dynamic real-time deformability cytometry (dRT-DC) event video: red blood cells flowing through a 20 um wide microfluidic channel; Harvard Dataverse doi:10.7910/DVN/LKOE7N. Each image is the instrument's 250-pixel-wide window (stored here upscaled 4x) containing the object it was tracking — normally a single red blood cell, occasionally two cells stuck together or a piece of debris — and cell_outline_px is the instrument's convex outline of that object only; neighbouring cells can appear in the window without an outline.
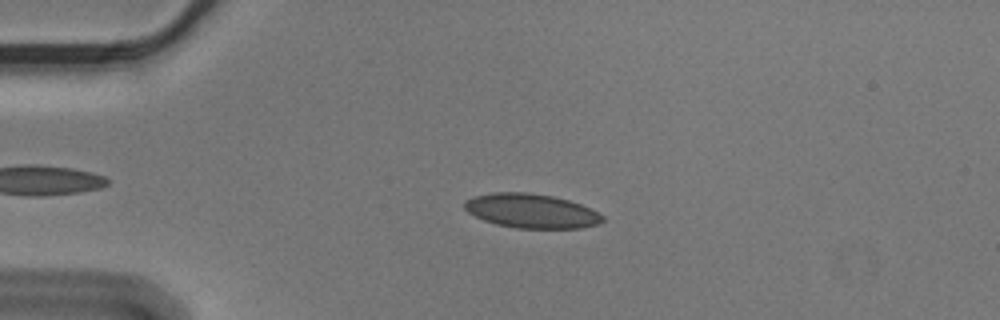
{"species": "Egyptian fruit bat (a non-hibernating species)", "species_latin": "Rousettus aegyptiacus", "temperature_condition": "cold", "stored_images_in_passage": 42, "camera_frame_rate_fps": 3000, "um_per_image_px": 0.085, "animal": {"sex": "male"}, "frame": {"image": 1, "passage_image": 4, "time_ms": 1.0, "image_size_px": [1000, 320], "cell_outline_px": [[604, 220], [600, 224], [580, 228], [516, 228], [496, 224], [484, 220], [468, 212], [464, 208], [464, 200], [472, 196], [492, 192], [528, 192], [552, 196], [568, 200], [580, 204], [604, 216]], "centroid_in_image_um": [45.13, 17.92], "position_along_channel_um": 39.9, "area_um2": 27.57}}
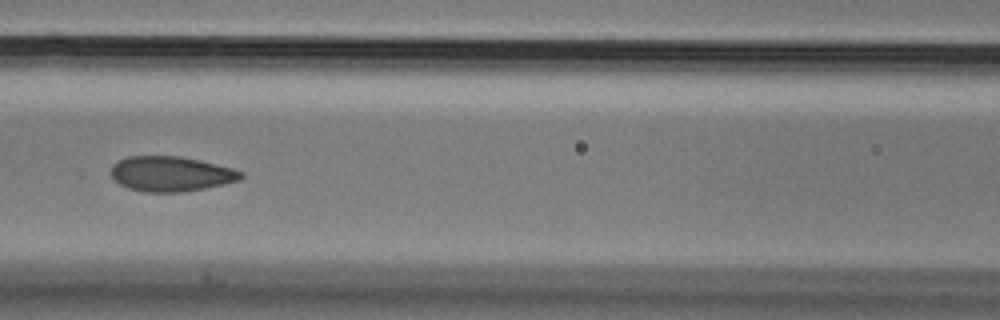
{"frame": {"image": 2, "passage_image": 16, "time_ms": 5.0, "image_size_px": [1000, 320], "cell_outline_px": [[244, 176], [240, 180], [224, 184], [204, 188], [180, 192], [144, 192], [128, 188], [120, 184], [112, 176], [112, 164], [128, 156], [180, 156], [200, 160], [232, 168], [244, 172]], "centroid_in_image_um": [14.55, 14.77], "position_along_channel_um": 152.0, "area_um2": 26.47}}
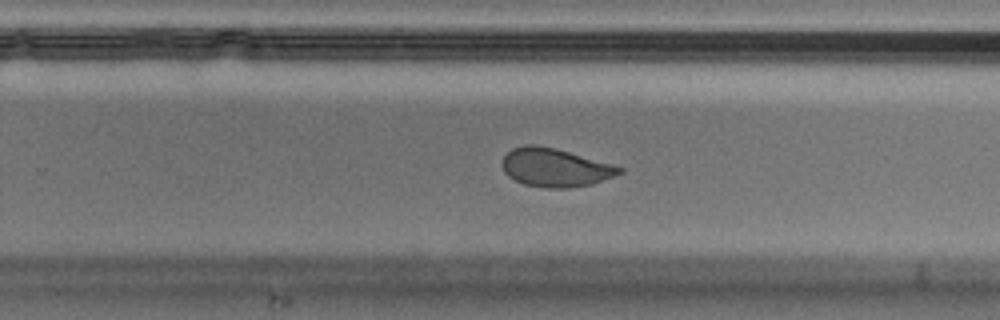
{"frame": {"image": 3, "passage_image": 27, "time_ms": 8.667, "image_size_px": [1000, 320], "cell_outline_px": [[624, 172], [592, 184], [568, 188], [544, 188], [524, 184], [508, 176], [504, 172], [504, 156], [512, 148], [524, 144], [536, 144], [556, 148], [612, 164], [624, 168]], "centroid_in_image_um": [47.2, 14.24], "position_along_channel_um": 282.6, "area_um2": 26.18}, "authors_computed_cell_mechanics": {"area_um2": 26.9926, "velocity_mm_per_s": 3.5697, "shape_relaxation_time_tau1_ms": 4.9275, "shape_relaxation_time_tau2_ms": 0.9215, "deformation_change_tau1": 0.122, "deformation_change_tau2": 0.0507}}